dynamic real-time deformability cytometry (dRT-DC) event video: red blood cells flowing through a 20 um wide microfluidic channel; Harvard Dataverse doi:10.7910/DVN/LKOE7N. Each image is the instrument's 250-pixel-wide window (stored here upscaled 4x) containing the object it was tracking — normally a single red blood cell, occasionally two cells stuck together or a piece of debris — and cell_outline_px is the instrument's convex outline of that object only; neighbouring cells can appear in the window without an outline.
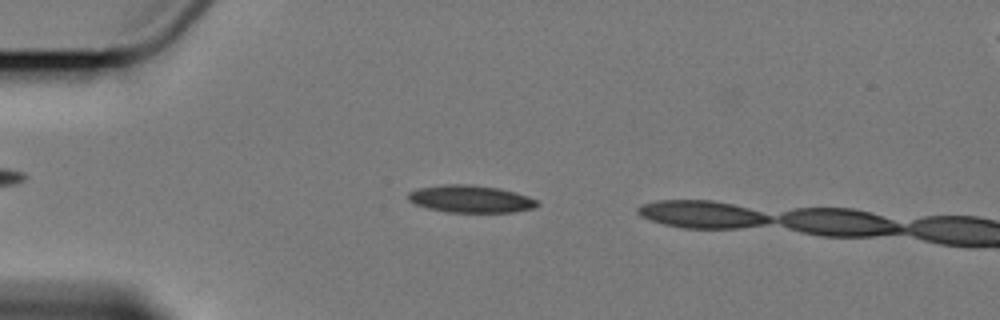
{"species": "Egyptian fruit bat (a non-hibernating species)", "species_latin": "Rousettus aegyptiacus", "temperature_condition": "cold", "stored_images_in_passage": 3, "camera_frame_rate_fps": 3000, "um_per_image_px": 0.085, "animal": {"sex": "female"}, "frame": {"image": 1, "passage_image": 2, "time_ms": 1.0, "image_size_px": [1000, 320], "cell_outline_px": [[540, 204], [536, 208], [512, 212], [448, 212], [428, 208], [416, 204], [408, 200], [408, 192], [420, 188], [444, 184], [468, 184], [500, 188], [516, 192], [528, 196], [536, 200]], "centroid_in_image_um": [40.04, 16.91], "position_along_channel_um": 45.0, "area_um2": 20.58}}